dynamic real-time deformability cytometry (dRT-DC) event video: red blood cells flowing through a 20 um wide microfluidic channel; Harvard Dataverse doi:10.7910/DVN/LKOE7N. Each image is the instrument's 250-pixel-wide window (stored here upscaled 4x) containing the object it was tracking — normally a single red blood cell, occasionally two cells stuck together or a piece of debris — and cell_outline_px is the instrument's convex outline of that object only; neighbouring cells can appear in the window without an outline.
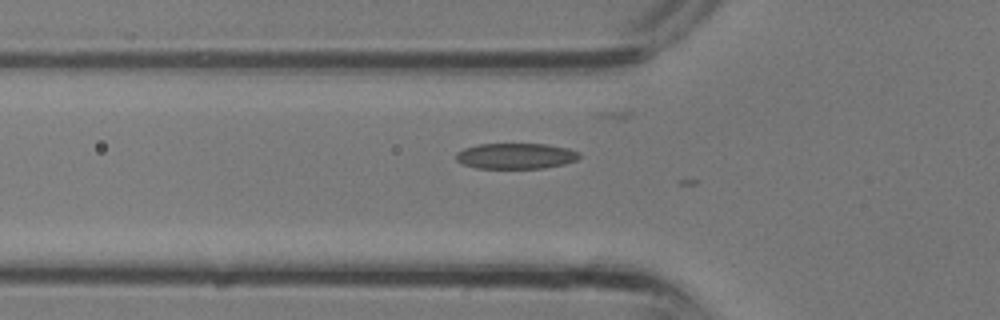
{"species": "common noctule bat (a hibernating species)", "species_latin": "Nyctalus noctula", "temperature_condition": "room temperature", "stored_images_in_passage": 26, "camera_frame_rate_fps": 3000, "um_per_image_px": 0.085, "animal": {"sex": "male", "body_mass_g": 13.3}, "frame": {"image": 1, "passage_image": 4, "time_ms": 1.0, "image_size_px": [1000, 320], "cell_outline_px": [[580, 156], [576, 160], [564, 164], [544, 168], [476, 168], [460, 164], [456, 160], [456, 152], [464, 148], [476, 144], [548, 144], [568, 148], [580, 152]], "centroid_in_image_um": [43.82, 13.26], "position_along_channel_um": 82.0, "area_um2": 18.67}}
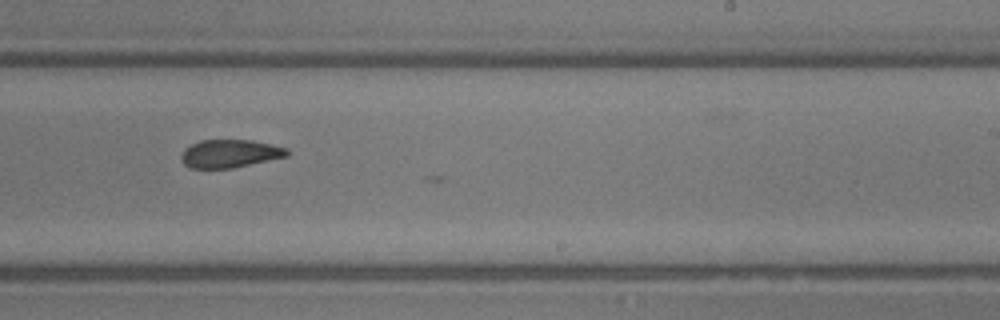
{"frame": {"image": 2, "passage_image": 13, "time_ms": 4.0, "image_size_px": [1000, 320], "cell_outline_px": [[288, 156], [232, 168], [188, 168], [180, 160], [180, 156], [184, 148], [200, 140], [252, 140], [288, 148]], "centroid_in_image_um": [19.5, 13.05], "position_along_channel_um": 269.5, "area_um2": 17.34}}
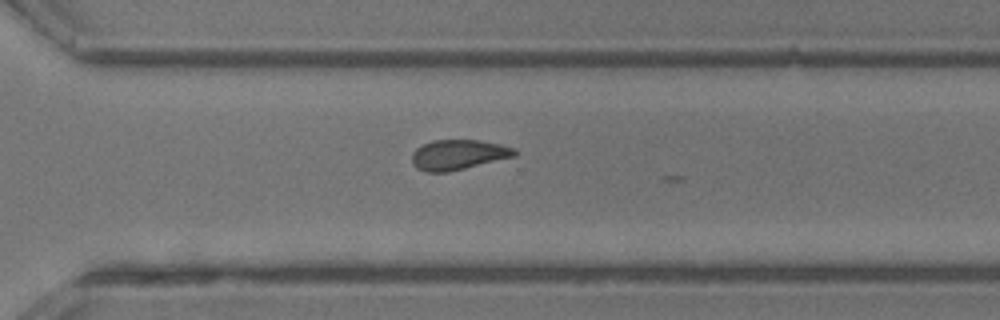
{"frame": {"image": 3, "passage_image": 16, "time_ms": 5.0, "image_size_px": [1000, 320], "cell_outline_px": [[516, 156], [448, 172], [424, 172], [416, 168], [412, 164], [412, 152], [416, 148], [432, 140], [480, 140], [500, 144], [516, 148]], "centroid_in_image_um": [38.94, 13.15], "position_along_channel_um": 331.7, "area_um2": 18.09}}